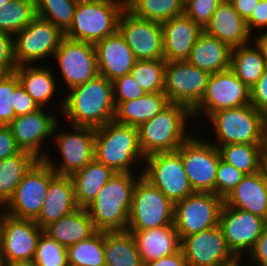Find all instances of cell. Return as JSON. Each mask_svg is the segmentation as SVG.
<instances>
[{"mask_svg":"<svg viewBox=\"0 0 267 266\" xmlns=\"http://www.w3.org/2000/svg\"><path fill=\"white\" fill-rule=\"evenodd\" d=\"M63 96L54 102L55 109L60 112L59 118L64 114L69 125L96 129L114 120L113 84L102 75L71 88Z\"/></svg>","mask_w":267,"mask_h":266,"instance_id":"1","label":"cell"},{"mask_svg":"<svg viewBox=\"0 0 267 266\" xmlns=\"http://www.w3.org/2000/svg\"><path fill=\"white\" fill-rule=\"evenodd\" d=\"M95 159L115 173H142L145 156L139 145L138 128L115 120L96 128Z\"/></svg>","mask_w":267,"mask_h":266,"instance_id":"2","label":"cell"},{"mask_svg":"<svg viewBox=\"0 0 267 266\" xmlns=\"http://www.w3.org/2000/svg\"><path fill=\"white\" fill-rule=\"evenodd\" d=\"M142 173L116 172L86 207L97 231H124L133 190Z\"/></svg>","mask_w":267,"mask_h":266,"instance_id":"3","label":"cell"},{"mask_svg":"<svg viewBox=\"0 0 267 266\" xmlns=\"http://www.w3.org/2000/svg\"><path fill=\"white\" fill-rule=\"evenodd\" d=\"M191 119L193 115L189 108L170 103L155 117L142 123L138 127V136L144 156L177 151L194 134L193 127L192 131L187 130L190 129L188 122Z\"/></svg>","mask_w":267,"mask_h":266,"instance_id":"4","label":"cell"},{"mask_svg":"<svg viewBox=\"0 0 267 266\" xmlns=\"http://www.w3.org/2000/svg\"><path fill=\"white\" fill-rule=\"evenodd\" d=\"M126 0H78L74 18L64 37L96 44L118 31Z\"/></svg>","mask_w":267,"mask_h":266,"instance_id":"5","label":"cell"},{"mask_svg":"<svg viewBox=\"0 0 267 266\" xmlns=\"http://www.w3.org/2000/svg\"><path fill=\"white\" fill-rule=\"evenodd\" d=\"M207 120L213 136L207 139L215 146L227 144L264 145L266 136L265 117L251 104L224 109L213 113Z\"/></svg>","mask_w":267,"mask_h":266,"instance_id":"6","label":"cell"},{"mask_svg":"<svg viewBox=\"0 0 267 266\" xmlns=\"http://www.w3.org/2000/svg\"><path fill=\"white\" fill-rule=\"evenodd\" d=\"M60 123L56 124L51 140L60 157L52 159L48 152L43 160L57 175L72 176L95 158V128L69 125L68 132H59Z\"/></svg>","mask_w":267,"mask_h":266,"instance_id":"7","label":"cell"},{"mask_svg":"<svg viewBox=\"0 0 267 266\" xmlns=\"http://www.w3.org/2000/svg\"><path fill=\"white\" fill-rule=\"evenodd\" d=\"M174 223V204L141 176L134 187L126 230H148Z\"/></svg>","mask_w":267,"mask_h":266,"instance_id":"8","label":"cell"},{"mask_svg":"<svg viewBox=\"0 0 267 266\" xmlns=\"http://www.w3.org/2000/svg\"><path fill=\"white\" fill-rule=\"evenodd\" d=\"M177 152L193 191L216 194V174L221 159L218 148L205 136L192 134Z\"/></svg>","mask_w":267,"mask_h":266,"instance_id":"9","label":"cell"},{"mask_svg":"<svg viewBox=\"0 0 267 266\" xmlns=\"http://www.w3.org/2000/svg\"><path fill=\"white\" fill-rule=\"evenodd\" d=\"M56 175L44 160H38L4 205L5 213L18 219L35 221L45 202L49 183Z\"/></svg>","mask_w":267,"mask_h":266,"instance_id":"10","label":"cell"},{"mask_svg":"<svg viewBox=\"0 0 267 266\" xmlns=\"http://www.w3.org/2000/svg\"><path fill=\"white\" fill-rule=\"evenodd\" d=\"M64 33L52 22L36 16L31 23L13 36L14 58L17 66L46 64L54 57ZM46 58V59H45ZM44 60V61H43Z\"/></svg>","mask_w":267,"mask_h":266,"instance_id":"11","label":"cell"},{"mask_svg":"<svg viewBox=\"0 0 267 266\" xmlns=\"http://www.w3.org/2000/svg\"><path fill=\"white\" fill-rule=\"evenodd\" d=\"M143 166L142 176L173 204L194 193L177 151L149 155Z\"/></svg>","mask_w":267,"mask_h":266,"instance_id":"12","label":"cell"},{"mask_svg":"<svg viewBox=\"0 0 267 266\" xmlns=\"http://www.w3.org/2000/svg\"><path fill=\"white\" fill-rule=\"evenodd\" d=\"M223 198L214 193L194 192L174 204V227L180 239L219 225Z\"/></svg>","mask_w":267,"mask_h":266,"instance_id":"13","label":"cell"},{"mask_svg":"<svg viewBox=\"0 0 267 266\" xmlns=\"http://www.w3.org/2000/svg\"><path fill=\"white\" fill-rule=\"evenodd\" d=\"M248 104H250V89L230 68L213 73L209 77L201 102L192 111L191 122H196L201 115L202 118L206 117V120L217 111Z\"/></svg>","mask_w":267,"mask_h":266,"instance_id":"14","label":"cell"},{"mask_svg":"<svg viewBox=\"0 0 267 266\" xmlns=\"http://www.w3.org/2000/svg\"><path fill=\"white\" fill-rule=\"evenodd\" d=\"M210 75L187 60L166 62L163 93L170 103L193 111L202 100Z\"/></svg>","mask_w":267,"mask_h":266,"instance_id":"15","label":"cell"},{"mask_svg":"<svg viewBox=\"0 0 267 266\" xmlns=\"http://www.w3.org/2000/svg\"><path fill=\"white\" fill-rule=\"evenodd\" d=\"M60 75L68 91L95 78L98 73L94 44L64 37L54 53Z\"/></svg>","mask_w":267,"mask_h":266,"instance_id":"16","label":"cell"},{"mask_svg":"<svg viewBox=\"0 0 267 266\" xmlns=\"http://www.w3.org/2000/svg\"><path fill=\"white\" fill-rule=\"evenodd\" d=\"M118 32L136 60H164L161 23L136 17L125 8L119 17Z\"/></svg>","mask_w":267,"mask_h":266,"instance_id":"17","label":"cell"},{"mask_svg":"<svg viewBox=\"0 0 267 266\" xmlns=\"http://www.w3.org/2000/svg\"><path fill=\"white\" fill-rule=\"evenodd\" d=\"M51 109L52 107H40L32 113L16 116L8 125L18 148L31 153L39 160H43L50 152L51 149L47 151L44 142H47V139L49 141L50 138L52 140L54 128L60 120L53 115L55 110L49 112Z\"/></svg>","mask_w":267,"mask_h":266,"instance_id":"18","label":"cell"},{"mask_svg":"<svg viewBox=\"0 0 267 266\" xmlns=\"http://www.w3.org/2000/svg\"><path fill=\"white\" fill-rule=\"evenodd\" d=\"M265 225L264 218L251 212L224 204L221 208L219 226L229 249L238 259H245L252 251Z\"/></svg>","mask_w":267,"mask_h":266,"instance_id":"19","label":"cell"},{"mask_svg":"<svg viewBox=\"0 0 267 266\" xmlns=\"http://www.w3.org/2000/svg\"><path fill=\"white\" fill-rule=\"evenodd\" d=\"M43 232L35 221L2 216L0 223V255L3 265L14 261L32 260Z\"/></svg>","mask_w":267,"mask_h":266,"instance_id":"20","label":"cell"},{"mask_svg":"<svg viewBox=\"0 0 267 266\" xmlns=\"http://www.w3.org/2000/svg\"><path fill=\"white\" fill-rule=\"evenodd\" d=\"M181 250L188 266H224L239 260L219 225L182 238Z\"/></svg>","mask_w":267,"mask_h":266,"instance_id":"21","label":"cell"},{"mask_svg":"<svg viewBox=\"0 0 267 266\" xmlns=\"http://www.w3.org/2000/svg\"><path fill=\"white\" fill-rule=\"evenodd\" d=\"M161 26L164 60L166 62L187 60L203 28L184 13L162 22Z\"/></svg>","mask_w":267,"mask_h":266,"instance_id":"22","label":"cell"},{"mask_svg":"<svg viewBox=\"0 0 267 266\" xmlns=\"http://www.w3.org/2000/svg\"><path fill=\"white\" fill-rule=\"evenodd\" d=\"M94 46L98 73L111 82L129 74L137 61L134 53L118 31L103 38Z\"/></svg>","mask_w":267,"mask_h":266,"instance_id":"23","label":"cell"},{"mask_svg":"<svg viewBox=\"0 0 267 266\" xmlns=\"http://www.w3.org/2000/svg\"><path fill=\"white\" fill-rule=\"evenodd\" d=\"M203 31L231 48L251 43L254 39L246 21L235 11L229 0H223L219 4Z\"/></svg>","mask_w":267,"mask_h":266,"instance_id":"24","label":"cell"},{"mask_svg":"<svg viewBox=\"0 0 267 266\" xmlns=\"http://www.w3.org/2000/svg\"><path fill=\"white\" fill-rule=\"evenodd\" d=\"M224 205L265 218L267 210V170L246 174L223 199Z\"/></svg>","mask_w":267,"mask_h":266,"instance_id":"25","label":"cell"},{"mask_svg":"<svg viewBox=\"0 0 267 266\" xmlns=\"http://www.w3.org/2000/svg\"><path fill=\"white\" fill-rule=\"evenodd\" d=\"M78 208L71 176L56 175L49 183L45 202L35 222L44 229Z\"/></svg>","mask_w":267,"mask_h":266,"instance_id":"26","label":"cell"},{"mask_svg":"<svg viewBox=\"0 0 267 266\" xmlns=\"http://www.w3.org/2000/svg\"><path fill=\"white\" fill-rule=\"evenodd\" d=\"M132 233L143 264L181 250V239L174 224L148 230H128Z\"/></svg>","mask_w":267,"mask_h":266,"instance_id":"27","label":"cell"},{"mask_svg":"<svg viewBox=\"0 0 267 266\" xmlns=\"http://www.w3.org/2000/svg\"><path fill=\"white\" fill-rule=\"evenodd\" d=\"M20 65L16 73L20 86L30 95L39 107L49 108L58 94V79L48 64Z\"/></svg>","mask_w":267,"mask_h":266,"instance_id":"28","label":"cell"},{"mask_svg":"<svg viewBox=\"0 0 267 266\" xmlns=\"http://www.w3.org/2000/svg\"><path fill=\"white\" fill-rule=\"evenodd\" d=\"M232 48L212 35L202 32L187 61L210 74L230 68Z\"/></svg>","mask_w":267,"mask_h":266,"instance_id":"29","label":"cell"},{"mask_svg":"<svg viewBox=\"0 0 267 266\" xmlns=\"http://www.w3.org/2000/svg\"><path fill=\"white\" fill-rule=\"evenodd\" d=\"M43 232L68 248L79 241L89 239L97 232V229L87 209L79 207L72 213L46 226Z\"/></svg>","mask_w":267,"mask_h":266,"instance_id":"30","label":"cell"},{"mask_svg":"<svg viewBox=\"0 0 267 266\" xmlns=\"http://www.w3.org/2000/svg\"><path fill=\"white\" fill-rule=\"evenodd\" d=\"M169 104L170 102L163 92L146 93L135 100L120 103L116 107L114 120L138 128Z\"/></svg>","mask_w":267,"mask_h":266,"instance_id":"31","label":"cell"},{"mask_svg":"<svg viewBox=\"0 0 267 266\" xmlns=\"http://www.w3.org/2000/svg\"><path fill=\"white\" fill-rule=\"evenodd\" d=\"M115 172L95 158L71 178L74 185L75 201L78 207L86 208Z\"/></svg>","mask_w":267,"mask_h":266,"instance_id":"32","label":"cell"},{"mask_svg":"<svg viewBox=\"0 0 267 266\" xmlns=\"http://www.w3.org/2000/svg\"><path fill=\"white\" fill-rule=\"evenodd\" d=\"M232 48L230 69L251 89L262 76L267 66L263 50L258 42Z\"/></svg>","mask_w":267,"mask_h":266,"instance_id":"33","label":"cell"},{"mask_svg":"<svg viewBox=\"0 0 267 266\" xmlns=\"http://www.w3.org/2000/svg\"><path fill=\"white\" fill-rule=\"evenodd\" d=\"M104 254L106 266H144L128 230L104 231Z\"/></svg>","mask_w":267,"mask_h":266,"instance_id":"34","label":"cell"},{"mask_svg":"<svg viewBox=\"0 0 267 266\" xmlns=\"http://www.w3.org/2000/svg\"><path fill=\"white\" fill-rule=\"evenodd\" d=\"M31 153L20 151L0 160V204L5 205L25 174L38 161Z\"/></svg>","mask_w":267,"mask_h":266,"instance_id":"35","label":"cell"},{"mask_svg":"<svg viewBox=\"0 0 267 266\" xmlns=\"http://www.w3.org/2000/svg\"><path fill=\"white\" fill-rule=\"evenodd\" d=\"M216 147L221 160L244 174H254L264 168V145L227 144Z\"/></svg>","mask_w":267,"mask_h":266,"instance_id":"36","label":"cell"},{"mask_svg":"<svg viewBox=\"0 0 267 266\" xmlns=\"http://www.w3.org/2000/svg\"><path fill=\"white\" fill-rule=\"evenodd\" d=\"M126 8L136 17L159 23L184 12L181 0H126Z\"/></svg>","mask_w":267,"mask_h":266,"instance_id":"37","label":"cell"},{"mask_svg":"<svg viewBox=\"0 0 267 266\" xmlns=\"http://www.w3.org/2000/svg\"><path fill=\"white\" fill-rule=\"evenodd\" d=\"M104 255V231L67 248L68 266H106Z\"/></svg>","mask_w":267,"mask_h":266,"instance_id":"38","label":"cell"},{"mask_svg":"<svg viewBox=\"0 0 267 266\" xmlns=\"http://www.w3.org/2000/svg\"><path fill=\"white\" fill-rule=\"evenodd\" d=\"M35 17V0H11L0 9V31L14 36Z\"/></svg>","mask_w":267,"mask_h":266,"instance_id":"39","label":"cell"},{"mask_svg":"<svg viewBox=\"0 0 267 266\" xmlns=\"http://www.w3.org/2000/svg\"><path fill=\"white\" fill-rule=\"evenodd\" d=\"M77 3L78 0H35L36 16L65 33L72 24Z\"/></svg>","mask_w":267,"mask_h":266,"instance_id":"40","label":"cell"},{"mask_svg":"<svg viewBox=\"0 0 267 266\" xmlns=\"http://www.w3.org/2000/svg\"><path fill=\"white\" fill-rule=\"evenodd\" d=\"M165 60H137L130 74L145 93L164 91Z\"/></svg>","mask_w":267,"mask_h":266,"instance_id":"41","label":"cell"},{"mask_svg":"<svg viewBox=\"0 0 267 266\" xmlns=\"http://www.w3.org/2000/svg\"><path fill=\"white\" fill-rule=\"evenodd\" d=\"M34 261L37 266H68L67 248L42 232Z\"/></svg>","mask_w":267,"mask_h":266,"instance_id":"42","label":"cell"},{"mask_svg":"<svg viewBox=\"0 0 267 266\" xmlns=\"http://www.w3.org/2000/svg\"><path fill=\"white\" fill-rule=\"evenodd\" d=\"M20 85L14 71L0 73V125H9L15 119L14 91Z\"/></svg>","mask_w":267,"mask_h":266,"instance_id":"43","label":"cell"},{"mask_svg":"<svg viewBox=\"0 0 267 266\" xmlns=\"http://www.w3.org/2000/svg\"><path fill=\"white\" fill-rule=\"evenodd\" d=\"M244 174L220 159L216 174V195L223 199L241 182Z\"/></svg>","mask_w":267,"mask_h":266,"instance_id":"44","label":"cell"},{"mask_svg":"<svg viewBox=\"0 0 267 266\" xmlns=\"http://www.w3.org/2000/svg\"><path fill=\"white\" fill-rule=\"evenodd\" d=\"M223 0H189L184 4V14L202 28Z\"/></svg>","mask_w":267,"mask_h":266,"instance_id":"45","label":"cell"},{"mask_svg":"<svg viewBox=\"0 0 267 266\" xmlns=\"http://www.w3.org/2000/svg\"><path fill=\"white\" fill-rule=\"evenodd\" d=\"M112 84L115 107L122 102L135 100L146 94L132 78L130 73L113 80Z\"/></svg>","mask_w":267,"mask_h":266,"instance_id":"46","label":"cell"},{"mask_svg":"<svg viewBox=\"0 0 267 266\" xmlns=\"http://www.w3.org/2000/svg\"><path fill=\"white\" fill-rule=\"evenodd\" d=\"M250 104L264 117L267 116V66L262 76L250 89Z\"/></svg>","mask_w":267,"mask_h":266,"instance_id":"47","label":"cell"},{"mask_svg":"<svg viewBox=\"0 0 267 266\" xmlns=\"http://www.w3.org/2000/svg\"><path fill=\"white\" fill-rule=\"evenodd\" d=\"M16 67L13 35L0 31V72H12Z\"/></svg>","mask_w":267,"mask_h":266,"instance_id":"48","label":"cell"},{"mask_svg":"<svg viewBox=\"0 0 267 266\" xmlns=\"http://www.w3.org/2000/svg\"><path fill=\"white\" fill-rule=\"evenodd\" d=\"M246 24L249 32L253 36L255 32H267V0H259L258 5L246 21Z\"/></svg>","mask_w":267,"mask_h":266,"instance_id":"49","label":"cell"},{"mask_svg":"<svg viewBox=\"0 0 267 266\" xmlns=\"http://www.w3.org/2000/svg\"><path fill=\"white\" fill-rule=\"evenodd\" d=\"M40 107L30 95L19 85L14 91V113L15 116L32 113Z\"/></svg>","mask_w":267,"mask_h":266,"instance_id":"50","label":"cell"},{"mask_svg":"<svg viewBox=\"0 0 267 266\" xmlns=\"http://www.w3.org/2000/svg\"><path fill=\"white\" fill-rule=\"evenodd\" d=\"M245 261H249L254 266H267V224Z\"/></svg>","mask_w":267,"mask_h":266,"instance_id":"51","label":"cell"},{"mask_svg":"<svg viewBox=\"0 0 267 266\" xmlns=\"http://www.w3.org/2000/svg\"><path fill=\"white\" fill-rule=\"evenodd\" d=\"M20 151L10 127L8 125H0V160L14 156Z\"/></svg>","mask_w":267,"mask_h":266,"instance_id":"52","label":"cell"},{"mask_svg":"<svg viewBox=\"0 0 267 266\" xmlns=\"http://www.w3.org/2000/svg\"><path fill=\"white\" fill-rule=\"evenodd\" d=\"M144 266H188L182 250L175 254L147 262Z\"/></svg>","mask_w":267,"mask_h":266,"instance_id":"53","label":"cell"},{"mask_svg":"<svg viewBox=\"0 0 267 266\" xmlns=\"http://www.w3.org/2000/svg\"><path fill=\"white\" fill-rule=\"evenodd\" d=\"M235 11L247 21L254 12L259 0H229Z\"/></svg>","mask_w":267,"mask_h":266,"instance_id":"54","label":"cell"},{"mask_svg":"<svg viewBox=\"0 0 267 266\" xmlns=\"http://www.w3.org/2000/svg\"><path fill=\"white\" fill-rule=\"evenodd\" d=\"M254 39L258 42V44L261 46L264 57L267 62V32L258 33L255 35Z\"/></svg>","mask_w":267,"mask_h":266,"instance_id":"55","label":"cell"},{"mask_svg":"<svg viewBox=\"0 0 267 266\" xmlns=\"http://www.w3.org/2000/svg\"><path fill=\"white\" fill-rule=\"evenodd\" d=\"M5 266H37V264L35 263L34 259H32V260L14 261L5 264Z\"/></svg>","mask_w":267,"mask_h":266,"instance_id":"56","label":"cell"},{"mask_svg":"<svg viewBox=\"0 0 267 266\" xmlns=\"http://www.w3.org/2000/svg\"><path fill=\"white\" fill-rule=\"evenodd\" d=\"M264 168L267 169V135L264 141Z\"/></svg>","mask_w":267,"mask_h":266,"instance_id":"57","label":"cell"},{"mask_svg":"<svg viewBox=\"0 0 267 266\" xmlns=\"http://www.w3.org/2000/svg\"><path fill=\"white\" fill-rule=\"evenodd\" d=\"M243 262H245V259H244V261H243V259H239L238 261H237V266H254V265H252V264H250L249 262L246 264H244Z\"/></svg>","mask_w":267,"mask_h":266,"instance_id":"58","label":"cell"},{"mask_svg":"<svg viewBox=\"0 0 267 266\" xmlns=\"http://www.w3.org/2000/svg\"><path fill=\"white\" fill-rule=\"evenodd\" d=\"M11 0H0V9L3 8V6Z\"/></svg>","mask_w":267,"mask_h":266,"instance_id":"59","label":"cell"},{"mask_svg":"<svg viewBox=\"0 0 267 266\" xmlns=\"http://www.w3.org/2000/svg\"><path fill=\"white\" fill-rule=\"evenodd\" d=\"M2 210V211H1ZM5 214V211H4V207H0V223H1V219H2V216Z\"/></svg>","mask_w":267,"mask_h":266,"instance_id":"60","label":"cell"},{"mask_svg":"<svg viewBox=\"0 0 267 266\" xmlns=\"http://www.w3.org/2000/svg\"><path fill=\"white\" fill-rule=\"evenodd\" d=\"M224 266H237V261L234 262V263H230V264H228V265H224Z\"/></svg>","mask_w":267,"mask_h":266,"instance_id":"61","label":"cell"},{"mask_svg":"<svg viewBox=\"0 0 267 266\" xmlns=\"http://www.w3.org/2000/svg\"><path fill=\"white\" fill-rule=\"evenodd\" d=\"M265 122H266V135H267V116L265 117Z\"/></svg>","mask_w":267,"mask_h":266,"instance_id":"62","label":"cell"},{"mask_svg":"<svg viewBox=\"0 0 267 266\" xmlns=\"http://www.w3.org/2000/svg\"><path fill=\"white\" fill-rule=\"evenodd\" d=\"M265 223L267 224V210H266V215H265Z\"/></svg>","mask_w":267,"mask_h":266,"instance_id":"63","label":"cell"},{"mask_svg":"<svg viewBox=\"0 0 267 266\" xmlns=\"http://www.w3.org/2000/svg\"><path fill=\"white\" fill-rule=\"evenodd\" d=\"M183 4H185L186 2H188L189 0H181Z\"/></svg>","mask_w":267,"mask_h":266,"instance_id":"64","label":"cell"},{"mask_svg":"<svg viewBox=\"0 0 267 266\" xmlns=\"http://www.w3.org/2000/svg\"><path fill=\"white\" fill-rule=\"evenodd\" d=\"M2 265H3V263H2L1 255H0V266H2Z\"/></svg>","mask_w":267,"mask_h":266,"instance_id":"65","label":"cell"}]
</instances>
